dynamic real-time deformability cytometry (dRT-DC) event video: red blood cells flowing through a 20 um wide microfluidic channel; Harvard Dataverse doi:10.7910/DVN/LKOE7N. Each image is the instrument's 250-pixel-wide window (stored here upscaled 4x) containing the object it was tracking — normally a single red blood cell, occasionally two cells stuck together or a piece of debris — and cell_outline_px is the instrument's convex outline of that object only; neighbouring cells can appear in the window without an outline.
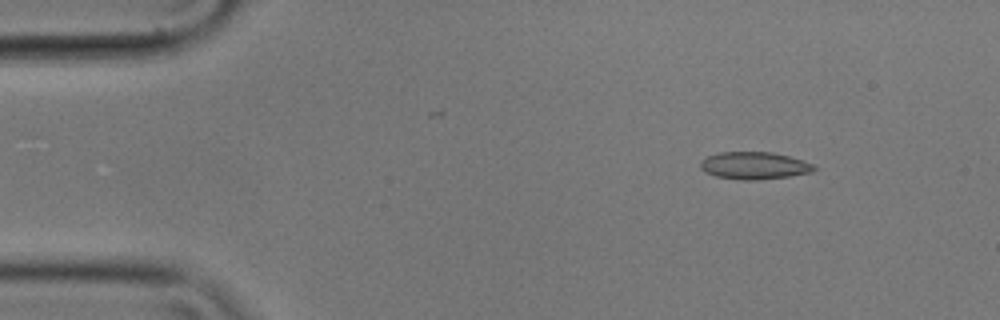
{"species": "common noctule bat (a hibernating species)", "species_latin": "Nyctalus noctula", "temperature_condition": "cold", "stored_images_in_passage": 55, "camera_frame_rate_fps": 3000, "um_per_image_px": 0.085, "animal": {"sex": "male", "body_mass_g": 17.9}, "frame": {"image": 1, "passage_image": 6, "time_ms": 1.667, "image_size_px": [1000, 320], "cell_outline_px": [[820, 168], [812, 172], [788, 176], [760, 180], [744, 180], [716, 176], [704, 172], [700, 168], [700, 160], [708, 156], [720, 152], [772, 152], [788, 156], [812, 164]], "centroid_in_image_um": [64.1, 14.08], "position_along_channel_um": 20.9, "area_um2": 18.09}}
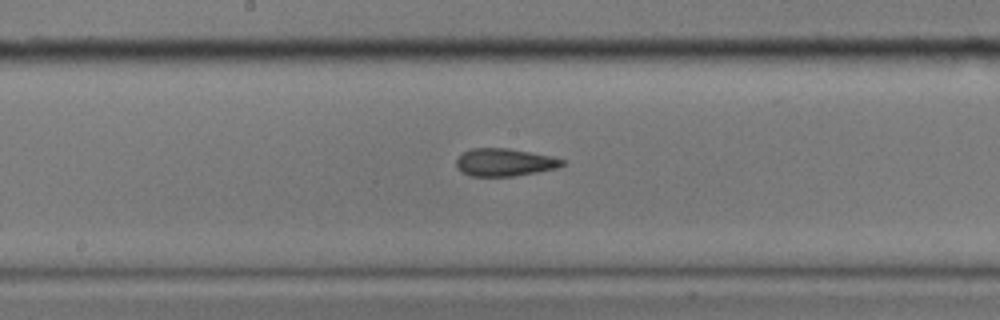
{"frame": {"image": 2, "passage_image": 28, "time_ms": 9.0, "image_size_px": [1000, 320], "cell_outline_px": [[564, 164], [560, 168], [512, 176], [468, 176], [460, 172], [456, 168], [456, 160], [464, 152], [472, 148], [508, 148], [552, 156], [564, 160]], "centroid_in_image_um": [42.87, 13.8], "position_along_channel_um": 205.3, "area_um2": 17.17}}
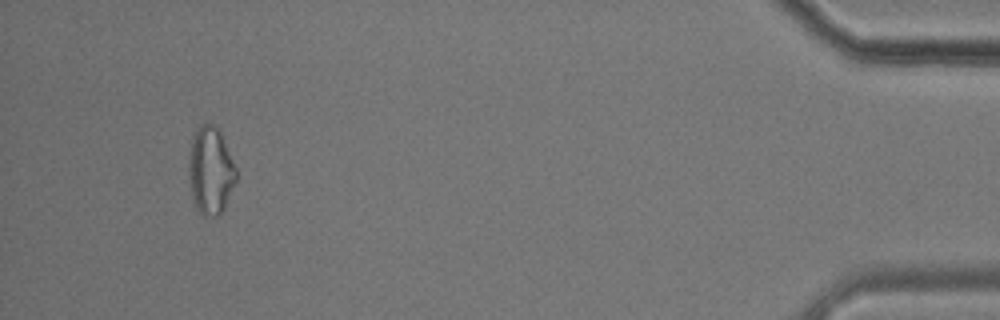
{"frame": {"image": 3, "passage_image": 52, "time_ms": 17.0, "image_size_px": [1000, 320], "cell_outline_px": [[236, 180], [224, 208], [220, 216], [204, 216], [196, 208], [192, 196], [188, 176], [188, 164], [192, 132], [200, 124], [212, 124], [220, 132], [236, 168]], "centroid_in_image_um": [17.87, 14.5], "position_along_channel_um": 417.3, "area_um2": 24.22}}